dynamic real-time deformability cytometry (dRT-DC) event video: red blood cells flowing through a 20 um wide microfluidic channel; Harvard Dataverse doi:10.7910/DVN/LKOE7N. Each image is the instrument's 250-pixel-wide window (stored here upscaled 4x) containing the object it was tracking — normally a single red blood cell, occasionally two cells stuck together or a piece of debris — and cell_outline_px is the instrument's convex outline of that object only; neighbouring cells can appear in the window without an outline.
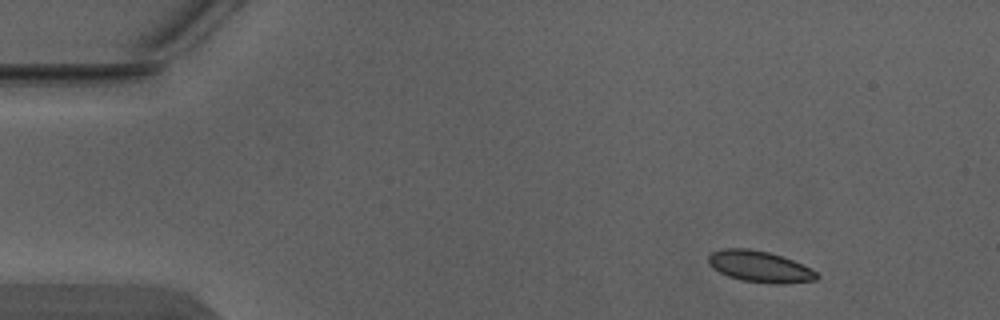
{"species": "Egyptian fruit bat (a non-hibernating species)", "species_latin": "Rousettus aegyptiacus", "temperature_condition": "warm", "stored_images_in_passage": 5, "camera_frame_rate_fps": 3000, "um_per_image_px": 0.085, "animal": {"sex": "male"}, "frame": {"image": 1, "passage_image": 1, "time_ms": 0.0, "image_size_px": [1000, 320], "cell_outline_px": [[820, 276], [816, 280], [788, 284], [772, 284], [740, 280], [728, 276], [712, 268], [708, 264], [708, 256], [712, 252], [724, 248], [748, 248], [768, 252], [792, 260], [812, 268]], "centroid_in_image_um": [64.59, 22.67], "position_along_channel_um": 20.4, "area_um2": 19.94}}
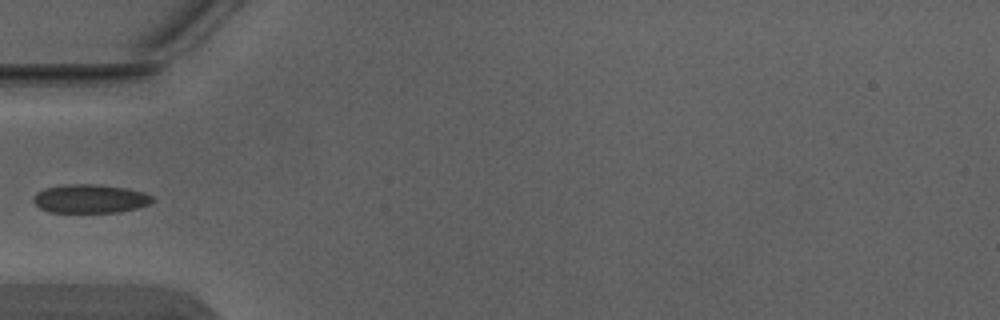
{"frame": {"image": 2, "passage_image": 4, "time_ms": 1.0, "image_size_px": [1000, 320], "cell_outline_px": [[156, 200], [148, 204], [136, 208], [120, 212], [48, 212], [40, 208], [32, 200], [32, 196], [36, 192], [44, 188], [64, 184], [100, 184], [128, 188], [144, 192], [152, 196]], "centroid_in_image_um": [7.65, 16.88], "position_along_channel_um": 77.4, "area_um2": 20.17}}
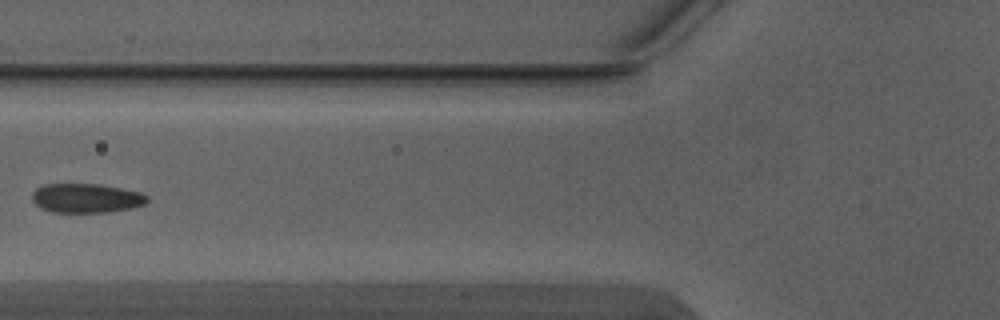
{"frame": {"image": 3, "passage_image": 5, "time_ms": 1.333, "image_size_px": [1000, 320], "cell_outline_px": [[148, 200], [144, 204], [132, 208], [108, 212], [52, 212], [40, 208], [32, 200], [32, 192], [36, 188], [44, 184], [100, 184], [140, 192], [148, 196]], "centroid_in_image_um": [7.31, 16.84], "position_along_channel_um": 118.5, "area_um2": 19.65}}